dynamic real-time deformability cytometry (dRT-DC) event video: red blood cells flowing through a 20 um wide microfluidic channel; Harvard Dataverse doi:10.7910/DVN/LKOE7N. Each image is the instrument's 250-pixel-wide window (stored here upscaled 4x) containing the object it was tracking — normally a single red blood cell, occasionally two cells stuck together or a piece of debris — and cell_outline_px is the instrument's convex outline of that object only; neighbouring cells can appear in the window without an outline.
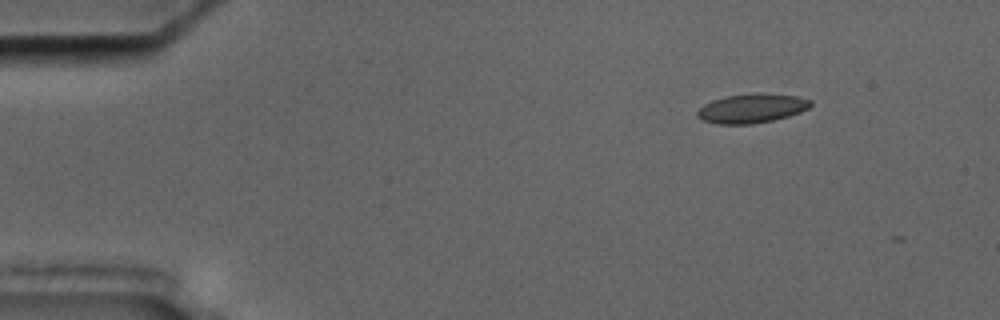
{"species": "common noctule bat (a hibernating species)", "species_latin": "Nyctalus noctula", "temperature_condition": "cold", "stored_images_in_passage": 3, "camera_frame_rate_fps": 3000, "um_per_image_px": 0.085, "animal": {"sex": "male", "body_mass_g": 17.5, "forearm_length_mm": 52.3}, "frame": {"image": 1, "passage_image": 1, "time_ms": 0.0, "image_size_px": [1000, 320], "cell_outline_px": [[812, 104], [808, 108], [800, 112], [788, 116], [772, 120], [752, 124], [716, 124], [704, 120], [696, 116], [696, 112], [704, 104], [712, 100], [724, 96], [796, 96], [812, 100]], "centroid_in_image_um": [63.85, 9.26], "position_along_channel_um": 21.1, "area_um2": 18.32}}